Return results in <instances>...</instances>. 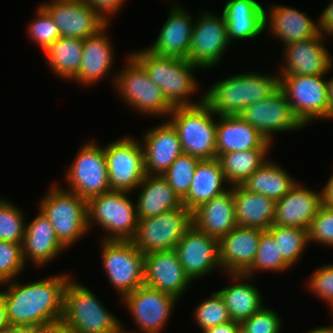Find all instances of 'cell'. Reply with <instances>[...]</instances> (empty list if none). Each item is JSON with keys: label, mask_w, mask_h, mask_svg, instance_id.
Segmentation results:
<instances>
[{"label": "cell", "mask_w": 333, "mask_h": 333, "mask_svg": "<svg viewBox=\"0 0 333 333\" xmlns=\"http://www.w3.org/2000/svg\"><path fill=\"white\" fill-rule=\"evenodd\" d=\"M71 274H59L24 283L12 280L0 284L8 322L13 326H39L61 320L64 293Z\"/></svg>", "instance_id": "obj_1"}, {"label": "cell", "mask_w": 333, "mask_h": 333, "mask_svg": "<svg viewBox=\"0 0 333 333\" xmlns=\"http://www.w3.org/2000/svg\"><path fill=\"white\" fill-rule=\"evenodd\" d=\"M130 54L143 66L152 82L161 88L173 107L192 106L204 101V94L195 102L189 98L200 91L194 76L196 70H202L199 66L184 58L155 54L147 48Z\"/></svg>", "instance_id": "obj_2"}, {"label": "cell", "mask_w": 333, "mask_h": 333, "mask_svg": "<svg viewBox=\"0 0 333 333\" xmlns=\"http://www.w3.org/2000/svg\"><path fill=\"white\" fill-rule=\"evenodd\" d=\"M278 88L279 74L240 72L211 84L204 91V101L217 116L239 115L247 106L267 98Z\"/></svg>", "instance_id": "obj_3"}, {"label": "cell", "mask_w": 333, "mask_h": 333, "mask_svg": "<svg viewBox=\"0 0 333 333\" xmlns=\"http://www.w3.org/2000/svg\"><path fill=\"white\" fill-rule=\"evenodd\" d=\"M61 321L71 333H137L127 331L92 290L75 279L66 286Z\"/></svg>", "instance_id": "obj_4"}, {"label": "cell", "mask_w": 333, "mask_h": 333, "mask_svg": "<svg viewBox=\"0 0 333 333\" xmlns=\"http://www.w3.org/2000/svg\"><path fill=\"white\" fill-rule=\"evenodd\" d=\"M216 116L205 101L173 108L167 120L177 131L183 153L200 160L216 158Z\"/></svg>", "instance_id": "obj_5"}, {"label": "cell", "mask_w": 333, "mask_h": 333, "mask_svg": "<svg viewBox=\"0 0 333 333\" xmlns=\"http://www.w3.org/2000/svg\"><path fill=\"white\" fill-rule=\"evenodd\" d=\"M130 192L110 190L87 201L88 229L97 225L107 232L102 240L131 241L138 228L135 200ZM92 226V227H91Z\"/></svg>", "instance_id": "obj_6"}, {"label": "cell", "mask_w": 333, "mask_h": 333, "mask_svg": "<svg viewBox=\"0 0 333 333\" xmlns=\"http://www.w3.org/2000/svg\"><path fill=\"white\" fill-rule=\"evenodd\" d=\"M128 55L124 69L113 74L112 86L124 103L138 114L168 117L174 107L166 100L161 88L152 82L143 66L131 54Z\"/></svg>", "instance_id": "obj_7"}, {"label": "cell", "mask_w": 333, "mask_h": 333, "mask_svg": "<svg viewBox=\"0 0 333 333\" xmlns=\"http://www.w3.org/2000/svg\"><path fill=\"white\" fill-rule=\"evenodd\" d=\"M60 187L58 183L53 184L40 199L38 209L46 215L56 236L68 249L88 235L87 200Z\"/></svg>", "instance_id": "obj_8"}, {"label": "cell", "mask_w": 333, "mask_h": 333, "mask_svg": "<svg viewBox=\"0 0 333 333\" xmlns=\"http://www.w3.org/2000/svg\"><path fill=\"white\" fill-rule=\"evenodd\" d=\"M325 76L279 75V87L305 127L313 121L329 119L328 83Z\"/></svg>", "instance_id": "obj_9"}, {"label": "cell", "mask_w": 333, "mask_h": 333, "mask_svg": "<svg viewBox=\"0 0 333 333\" xmlns=\"http://www.w3.org/2000/svg\"><path fill=\"white\" fill-rule=\"evenodd\" d=\"M192 225V212L182 205L155 217L138 219V228L131 241L144 255L172 250Z\"/></svg>", "instance_id": "obj_10"}, {"label": "cell", "mask_w": 333, "mask_h": 333, "mask_svg": "<svg viewBox=\"0 0 333 333\" xmlns=\"http://www.w3.org/2000/svg\"><path fill=\"white\" fill-rule=\"evenodd\" d=\"M84 143L64 175L68 191L89 200L111 190L103 146Z\"/></svg>", "instance_id": "obj_11"}, {"label": "cell", "mask_w": 333, "mask_h": 333, "mask_svg": "<svg viewBox=\"0 0 333 333\" xmlns=\"http://www.w3.org/2000/svg\"><path fill=\"white\" fill-rule=\"evenodd\" d=\"M101 259L119 299L144 285V258L132 241L102 240Z\"/></svg>", "instance_id": "obj_12"}, {"label": "cell", "mask_w": 333, "mask_h": 333, "mask_svg": "<svg viewBox=\"0 0 333 333\" xmlns=\"http://www.w3.org/2000/svg\"><path fill=\"white\" fill-rule=\"evenodd\" d=\"M111 190L134 192L144 179L142 143L134 137L123 136L103 145Z\"/></svg>", "instance_id": "obj_13"}, {"label": "cell", "mask_w": 333, "mask_h": 333, "mask_svg": "<svg viewBox=\"0 0 333 333\" xmlns=\"http://www.w3.org/2000/svg\"><path fill=\"white\" fill-rule=\"evenodd\" d=\"M229 46L231 43L224 14L201 12L194 20L188 60L202 71L209 70L220 63Z\"/></svg>", "instance_id": "obj_14"}, {"label": "cell", "mask_w": 333, "mask_h": 333, "mask_svg": "<svg viewBox=\"0 0 333 333\" xmlns=\"http://www.w3.org/2000/svg\"><path fill=\"white\" fill-rule=\"evenodd\" d=\"M141 333H161L180 301L175 296L145 284L120 299Z\"/></svg>", "instance_id": "obj_15"}, {"label": "cell", "mask_w": 333, "mask_h": 333, "mask_svg": "<svg viewBox=\"0 0 333 333\" xmlns=\"http://www.w3.org/2000/svg\"><path fill=\"white\" fill-rule=\"evenodd\" d=\"M238 116L256 128L272 144L273 135L277 132L305 128L294 114L286 94L280 87L267 98L247 106Z\"/></svg>", "instance_id": "obj_16"}, {"label": "cell", "mask_w": 333, "mask_h": 333, "mask_svg": "<svg viewBox=\"0 0 333 333\" xmlns=\"http://www.w3.org/2000/svg\"><path fill=\"white\" fill-rule=\"evenodd\" d=\"M180 264L190 280L204 278L214 270L222 271L219 240L192 225L175 247Z\"/></svg>", "instance_id": "obj_17"}, {"label": "cell", "mask_w": 333, "mask_h": 333, "mask_svg": "<svg viewBox=\"0 0 333 333\" xmlns=\"http://www.w3.org/2000/svg\"><path fill=\"white\" fill-rule=\"evenodd\" d=\"M320 33L314 37L285 45L279 75H320L333 70V56ZM284 61V62H283Z\"/></svg>", "instance_id": "obj_18"}, {"label": "cell", "mask_w": 333, "mask_h": 333, "mask_svg": "<svg viewBox=\"0 0 333 333\" xmlns=\"http://www.w3.org/2000/svg\"><path fill=\"white\" fill-rule=\"evenodd\" d=\"M41 5L52 16L61 37L86 39L107 24L86 0H51Z\"/></svg>", "instance_id": "obj_19"}, {"label": "cell", "mask_w": 333, "mask_h": 333, "mask_svg": "<svg viewBox=\"0 0 333 333\" xmlns=\"http://www.w3.org/2000/svg\"><path fill=\"white\" fill-rule=\"evenodd\" d=\"M191 283L175 249L145 255L144 284L146 286L180 299Z\"/></svg>", "instance_id": "obj_20"}, {"label": "cell", "mask_w": 333, "mask_h": 333, "mask_svg": "<svg viewBox=\"0 0 333 333\" xmlns=\"http://www.w3.org/2000/svg\"><path fill=\"white\" fill-rule=\"evenodd\" d=\"M144 136V137H143ZM142 138L144 169L148 175H164L183 153L174 126L167 120L145 131Z\"/></svg>", "instance_id": "obj_21"}, {"label": "cell", "mask_w": 333, "mask_h": 333, "mask_svg": "<svg viewBox=\"0 0 333 333\" xmlns=\"http://www.w3.org/2000/svg\"><path fill=\"white\" fill-rule=\"evenodd\" d=\"M110 25L111 23H107L97 33L84 39L81 65L72 81L88 87L100 82L112 72L115 50L107 33Z\"/></svg>", "instance_id": "obj_22"}, {"label": "cell", "mask_w": 333, "mask_h": 333, "mask_svg": "<svg viewBox=\"0 0 333 333\" xmlns=\"http://www.w3.org/2000/svg\"><path fill=\"white\" fill-rule=\"evenodd\" d=\"M159 30L153 45L147 49L155 54L188 60L194 19L183 5L174 3Z\"/></svg>", "instance_id": "obj_23"}, {"label": "cell", "mask_w": 333, "mask_h": 333, "mask_svg": "<svg viewBox=\"0 0 333 333\" xmlns=\"http://www.w3.org/2000/svg\"><path fill=\"white\" fill-rule=\"evenodd\" d=\"M263 230L236 226L219 240L220 262L225 274H244L254 263Z\"/></svg>", "instance_id": "obj_24"}, {"label": "cell", "mask_w": 333, "mask_h": 333, "mask_svg": "<svg viewBox=\"0 0 333 333\" xmlns=\"http://www.w3.org/2000/svg\"><path fill=\"white\" fill-rule=\"evenodd\" d=\"M322 205V191L316 192L297 182L286 195L276 201L272 225L308 229Z\"/></svg>", "instance_id": "obj_25"}, {"label": "cell", "mask_w": 333, "mask_h": 333, "mask_svg": "<svg viewBox=\"0 0 333 333\" xmlns=\"http://www.w3.org/2000/svg\"><path fill=\"white\" fill-rule=\"evenodd\" d=\"M269 6L265 9V29L283 46L319 34L317 21L312 20L306 12L278 4Z\"/></svg>", "instance_id": "obj_26"}, {"label": "cell", "mask_w": 333, "mask_h": 333, "mask_svg": "<svg viewBox=\"0 0 333 333\" xmlns=\"http://www.w3.org/2000/svg\"><path fill=\"white\" fill-rule=\"evenodd\" d=\"M67 248L60 242L46 215L38 209V215L26 223L22 243L26 264L31 261L36 267L46 266Z\"/></svg>", "instance_id": "obj_27"}, {"label": "cell", "mask_w": 333, "mask_h": 333, "mask_svg": "<svg viewBox=\"0 0 333 333\" xmlns=\"http://www.w3.org/2000/svg\"><path fill=\"white\" fill-rule=\"evenodd\" d=\"M216 158L224 153L271 149V142L238 115L217 116Z\"/></svg>", "instance_id": "obj_28"}, {"label": "cell", "mask_w": 333, "mask_h": 333, "mask_svg": "<svg viewBox=\"0 0 333 333\" xmlns=\"http://www.w3.org/2000/svg\"><path fill=\"white\" fill-rule=\"evenodd\" d=\"M193 225L220 240L237 226L233 186L215 198L203 203L192 212Z\"/></svg>", "instance_id": "obj_29"}, {"label": "cell", "mask_w": 333, "mask_h": 333, "mask_svg": "<svg viewBox=\"0 0 333 333\" xmlns=\"http://www.w3.org/2000/svg\"><path fill=\"white\" fill-rule=\"evenodd\" d=\"M222 13L230 43L257 38L265 31V7L256 0H228Z\"/></svg>", "instance_id": "obj_30"}, {"label": "cell", "mask_w": 333, "mask_h": 333, "mask_svg": "<svg viewBox=\"0 0 333 333\" xmlns=\"http://www.w3.org/2000/svg\"><path fill=\"white\" fill-rule=\"evenodd\" d=\"M226 275L233 281L232 285L217 292L223 298L231 320L241 323L265 306L263 296L253 282H248L253 277L240 273Z\"/></svg>", "instance_id": "obj_31"}, {"label": "cell", "mask_w": 333, "mask_h": 333, "mask_svg": "<svg viewBox=\"0 0 333 333\" xmlns=\"http://www.w3.org/2000/svg\"><path fill=\"white\" fill-rule=\"evenodd\" d=\"M226 183L218 158L199 160L190 189L182 203L193 212L203 203L227 191L231 186Z\"/></svg>", "instance_id": "obj_32"}, {"label": "cell", "mask_w": 333, "mask_h": 333, "mask_svg": "<svg viewBox=\"0 0 333 333\" xmlns=\"http://www.w3.org/2000/svg\"><path fill=\"white\" fill-rule=\"evenodd\" d=\"M235 217L238 226L268 230L275 217L276 201L250 192L242 185L233 186Z\"/></svg>", "instance_id": "obj_33"}, {"label": "cell", "mask_w": 333, "mask_h": 333, "mask_svg": "<svg viewBox=\"0 0 333 333\" xmlns=\"http://www.w3.org/2000/svg\"><path fill=\"white\" fill-rule=\"evenodd\" d=\"M137 189L140 190L135 201L138 219L155 217L183 205L162 175L146 174Z\"/></svg>", "instance_id": "obj_34"}, {"label": "cell", "mask_w": 333, "mask_h": 333, "mask_svg": "<svg viewBox=\"0 0 333 333\" xmlns=\"http://www.w3.org/2000/svg\"><path fill=\"white\" fill-rule=\"evenodd\" d=\"M292 175L270 158L255 170L242 184L250 192L259 193L278 201L296 184Z\"/></svg>", "instance_id": "obj_35"}, {"label": "cell", "mask_w": 333, "mask_h": 333, "mask_svg": "<svg viewBox=\"0 0 333 333\" xmlns=\"http://www.w3.org/2000/svg\"><path fill=\"white\" fill-rule=\"evenodd\" d=\"M84 39L60 37L42 53L48 68L63 80H72L79 71Z\"/></svg>", "instance_id": "obj_36"}, {"label": "cell", "mask_w": 333, "mask_h": 333, "mask_svg": "<svg viewBox=\"0 0 333 333\" xmlns=\"http://www.w3.org/2000/svg\"><path fill=\"white\" fill-rule=\"evenodd\" d=\"M269 150L252 149L219 155L217 158L228 185H242L255 170L269 159Z\"/></svg>", "instance_id": "obj_37"}, {"label": "cell", "mask_w": 333, "mask_h": 333, "mask_svg": "<svg viewBox=\"0 0 333 333\" xmlns=\"http://www.w3.org/2000/svg\"><path fill=\"white\" fill-rule=\"evenodd\" d=\"M267 231L273 236L283 260L292 268L299 263L309 245L307 229L272 225Z\"/></svg>", "instance_id": "obj_38"}, {"label": "cell", "mask_w": 333, "mask_h": 333, "mask_svg": "<svg viewBox=\"0 0 333 333\" xmlns=\"http://www.w3.org/2000/svg\"><path fill=\"white\" fill-rule=\"evenodd\" d=\"M289 268L291 267L283 260L273 236L265 230L261 233L255 261L244 274L254 277L256 271L283 272Z\"/></svg>", "instance_id": "obj_39"}, {"label": "cell", "mask_w": 333, "mask_h": 333, "mask_svg": "<svg viewBox=\"0 0 333 333\" xmlns=\"http://www.w3.org/2000/svg\"><path fill=\"white\" fill-rule=\"evenodd\" d=\"M24 216L17 204L0 198V240L22 244L27 220Z\"/></svg>", "instance_id": "obj_40"}, {"label": "cell", "mask_w": 333, "mask_h": 333, "mask_svg": "<svg viewBox=\"0 0 333 333\" xmlns=\"http://www.w3.org/2000/svg\"><path fill=\"white\" fill-rule=\"evenodd\" d=\"M199 160L190 154L182 153L163 175L181 200L188 194Z\"/></svg>", "instance_id": "obj_41"}, {"label": "cell", "mask_w": 333, "mask_h": 333, "mask_svg": "<svg viewBox=\"0 0 333 333\" xmlns=\"http://www.w3.org/2000/svg\"><path fill=\"white\" fill-rule=\"evenodd\" d=\"M193 317L200 331L232 321L223 298L216 291L196 306Z\"/></svg>", "instance_id": "obj_42"}, {"label": "cell", "mask_w": 333, "mask_h": 333, "mask_svg": "<svg viewBox=\"0 0 333 333\" xmlns=\"http://www.w3.org/2000/svg\"><path fill=\"white\" fill-rule=\"evenodd\" d=\"M37 8V16L28 24L27 33L30 40L34 41L44 51L61 36L57 25L48 11L42 5H39Z\"/></svg>", "instance_id": "obj_43"}, {"label": "cell", "mask_w": 333, "mask_h": 333, "mask_svg": "<svg viewBox=\"0 0 333 333\" xmlns=\"http://www.w3.org/2000/svg\"><path fill=\"white\" fill-rule=\"evenodd\" d=\"M25 266L22 244L0 240V284L18 278Z\"/></svg>", "instance_id": "obj_44"}, {"label": "cell", "mask_w": 333, "mask_h": 333, "mask_svg": "<svg viewBox=\"0 0 333 333\" xmlns=\"http://www.w3.org/2000/svg\"><path fill=\"white\" fill-rule=\"evenodd\" d=\"M307 231L309 243L316 242L333 248V208L323 204Z\"/></svg>", "instance_id": "obj_45"}, {"label": "cell", "mask_w": 333, "mask_h": 333, "mask_svg": "<svg viewBox=\"0 0 333 333\" xmlns=\"http://www.w3.org/2000/svg\"><path fill=\"white\" fill-rule=\"evenodd\" d=\"M245 333H281L282 320L274 308L263 306L250 318L240 323Z\"/></svg>", "instance_id": "obj_46"}, {"label": "cell", "mask_w": 333, "mask_h": 333, "mask_svg": "<svg viewBox=\"0 0 333 333\" xmlns=\"http://www.w3.org/2000/svg\"><path fill=\"white\" fill-rule=\"evenodd\" d=\"M312 295L325 301L329 309L333 308V264L322 265L307 280Z\"/></svg>", "instance_id": "obj_47"}, {"label": "cell", "mask_w": 333, "mask_h": 333, "mask_svg": "<svg viewBox=\"0 0 333 333\" xmlns=\"http://www.w3.org/2000/svg\"><path fill=\"white\" fill-rule=\"evenodd\" d=\"M86 1L94 9V11L107 23H110L112 17H114V15H117V12L119 13V11L122 10L121 6H123L126 2V0H86Z\"/></svg>", "instance_id": "obj_48"}, {"label": "cell", "mask_w": 333, "mask_h": 333, "mask_svg": "<svg viewBox=\"0 0 333 333\" xmlns=\"http://www.w3.org/2000/svg\"><path fill=\"white\" fill-rule=\"evenodd\" d=\"M317 24L321 35L328 38L331 36V39H333V0H331L327 7L321 11V14L317 19Z\"/></svg>", "instance_id": "obj_49"}, {"label": "cell", "mask_w": 333, "mask_h": 333, "mask_svg": "<svg viewBox=\"0 0 333 333\" xmlns=\"http://www.w3.org/2000/svg\"><path fill=\"white\" fill-rule=\"evenodd\" d=\"M36 333H71V331L61 320H59L36 326Z\"/></svg>", "instance_id": "obj_50"}, {"label": "cell", "mask_w": 333, "mask_h": 333, "mask_svg": "<svg viewBox=\"0 0 333 333\" xmlns=\"http://www.w3.org/2000/svg\"><path fill=\"white\" fill-rule=\"evenodd\" d=\"M241 329V325L236 321H229L225 324L207 328L202 333H237Z\"/></svg>", "instance_id": "obj_51"}, {"label": "cell", "mask_w": 333, "mask_h": 333, "mask_svg": "<svg viewBox=\"0 0 333 333\" xmlns=\"http://www.w3.org/2000/svg\"><path fill=\"white\" fill-rule=\"evenodd\" d=\"M321 191L323 204L333 208V173L330 175L327 183Z\"/></svg>", "instance_id": "obj_52"}, {"label": "cell", "mask_w": 333, "mask_h": 333, "mask_svg": "<svg viewBox=\"0 0 333 333\" xmlns=\"http://www.w3.org/2000/svg\"><path fill=\"white\" fill-rule=\"evenodd\" d=\"M0 333H36V326H13L0 329Z\"/></svg>", "instance_id": "obj_53"}, {"label": "cell", "mask_w": 333, "mask_h": 333, "mask_svg": "<svg viewBox=\"0 0 333 333\" xmlns=\"http://www.w3.org/2000/svg\"><path fill=\"white\" fill-rule=\"evenodd\" d=\"M10 324L8 322L6 308L4 305V302L2 300V295L0 292V329H5L6 327H9Z\"/></svg>", "instance_id": "obj_54"}, {"label": "cell", "mask_w": 333, "mask_h": 333, "mask_svg": "<svg viewBox=\"0 0 333 333\" xmlns=\"http://www.w3.org/2000/svg\"><path fill=\"white\" fill-rule=\"evenodd\" d=\"M328 83V102H329V119L333 117V77L327 78Z\"/></svg>", "instance_id": "obj_55"}, {"label": "cell", "mask_w": 333, "mask_h": 333, "mask_svg": "<svg viewBox=\"0 0 333 333\" xmlns=\"http://www.w3.org/2000/svg\"><path fill=\"white\" fill-rule=\"evenodd\" d=\"M307 333H332V332L329 326H320L317 328H313L312 330L309 329Z\"/></svg>", "instance_id": "obj_56"}, {"label": "cell", "mask_w": 333, "mask_h": 333, "mask_svg": "<svg viewBox=\"0 0 333 333\" xmlns=\"http://www.w3.org/2000/svg\"><path fill=\"white\" fill-rule=\"evenodd\" d=\"M329 310H330V312L332 311L331 313L333 314V308H332V309H329ZM332 324H333V323H332ZM329 328L331 329V332L333 333V325H330Z\"/></svg>", "instance_id": "obj_57"}, {"label": "cell", "mask_w": 333, "mask_h": 333, "mask_svg": "<svg viewBox=\"0 0 333 333\" xmlns=\"http://www.w3.org/2000/svg\"><path fill=\"white\" fill-rule=\"evenodd\" d=\"M237 333H245L242 329H240Z\"/></svg>", "instance_id": "obj_58"}]
</instances>
